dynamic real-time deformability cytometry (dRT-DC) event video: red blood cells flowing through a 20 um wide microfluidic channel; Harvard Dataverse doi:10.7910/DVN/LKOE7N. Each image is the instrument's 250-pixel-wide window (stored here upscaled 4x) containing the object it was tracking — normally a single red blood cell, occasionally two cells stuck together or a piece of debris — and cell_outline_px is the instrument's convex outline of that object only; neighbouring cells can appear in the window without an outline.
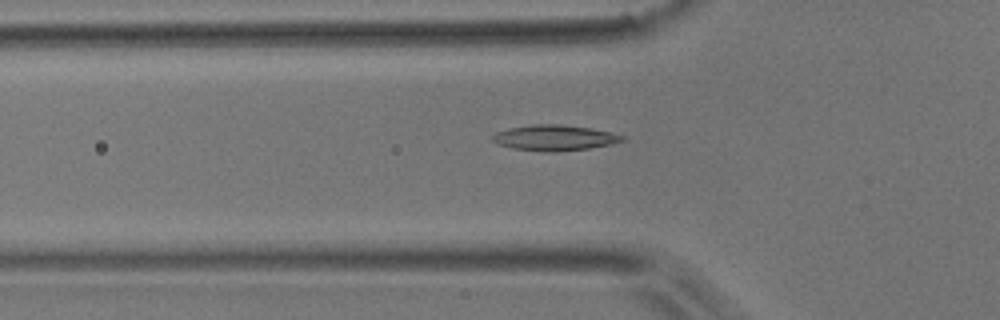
{"species": "common noctule bat (a hibernating species)", "species_latin": "Nyctalus noctula", "temperature_condition": "room temperature", "stored_images_in_passage": 52, "camera_frame_rate_fps": 3000, "um_per_image_px": 0.085, "animal": {"sex": "male", "body_mass_g": 17.9}, "frame": {"image": 1, "passage_image": 18, "time_ms": 5.667, "image_size_px": [1000, 320], "cell_outline_px": [[624, 140], [608, 144], [588, 148], [556, 152], [544, 152], [512, 148], [500, 144], [492, 140], [488, 136], [496, 132], [508, 128], [532, 124], [560, 124], [592, 128], [624, 136]], "centroid_in_image_um": [47.05, 11.7], "position_along_channel_um": 78.7, "area_um2": 19.31}}
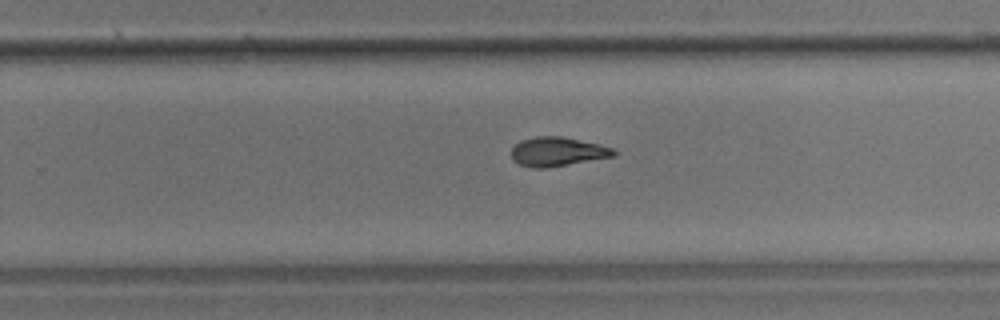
{"frame": {"image": 2, "passage_image": 34, "time_ms": 11.0, "image_size_px": [1000, 320], "cell_outline_px": [[616, 156], [548, 168], [532, 168], [520, 164], [512, 160], [512, 148], [520, 140], [536, 136], [564, 136], [600, 144], [612, 148], [616, 152]], "centroid_in_image_um": [47.39, 12.89], "position_along_channel_um": 282.4, "area_um2": 17.57}}
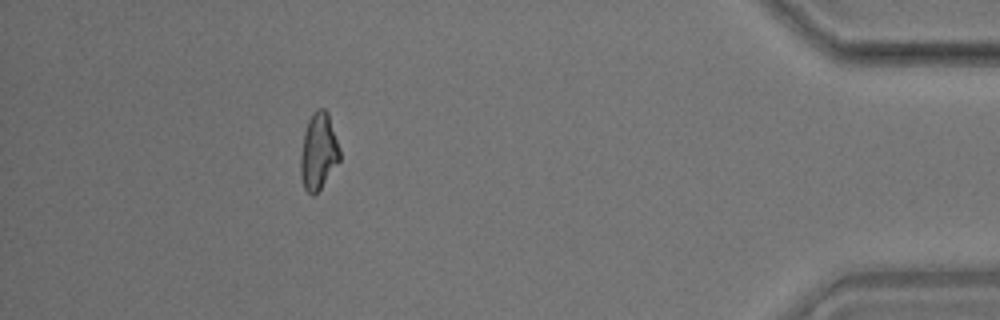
{"frame": {"image": 3, "passage_image": 48, "time_ms": 15.667, "image_size_px": [1000, 320], "cell_outline_px": [[340, 160], [320, 188], [312, 196], [304, 188], [300, 176], [300, 156], [304, 132], [308, 120], [312, 112], [316, 108], [324, 108], [328, 112], [340, 148]], "centroid_in_image_um": [27.06, 12.84], "position_along_channel_um": 408.1, "area_um2": 17.57}}